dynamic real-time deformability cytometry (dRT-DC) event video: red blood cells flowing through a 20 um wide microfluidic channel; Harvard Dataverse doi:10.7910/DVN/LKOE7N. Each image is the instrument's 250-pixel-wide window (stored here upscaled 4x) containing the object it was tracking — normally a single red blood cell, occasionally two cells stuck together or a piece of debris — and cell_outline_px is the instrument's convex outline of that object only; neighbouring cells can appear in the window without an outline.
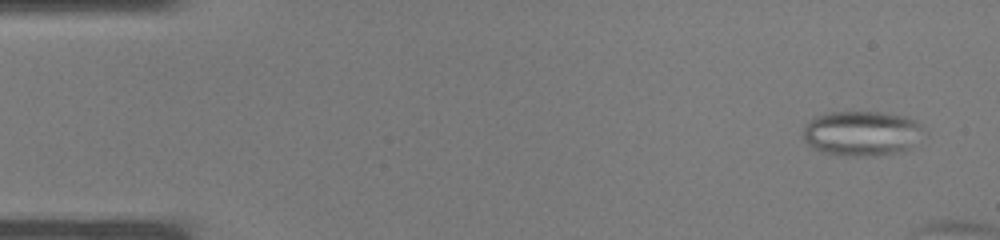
{"species": "common noctule bat (a hibernating species)", "species_latin": "Nyctalus noctula", "temperature_condition": "warm", "stored_images_in_passage": 11, "segment_of_instrument_passage": [1, 2], "camera_frame_rate_fps": 3000, "um_per_image_px": 0.085, "animal": {"sex": "male", "body_mass_g": 19.0, "forearm_length_mm": 50.8}, "frame": {"image": 1, "passage_image": 2, "time_ms": 0.333, "image_size_px": [1000, 240], "cell_outline_px": [[920, 128], [912, 148], [904, 152], [880, 156], [840, 156], [824, 152], [812, 148], [804, 140], [804, 124], [808, 120], [816, 116], [828, 112], [880, 112], [904, 116], [916, 120], [920, 124]], "centroid_in_image_um": [73.19, 11.35], "position_along_channel_um": 11.8, "area_um2": 31.73}}
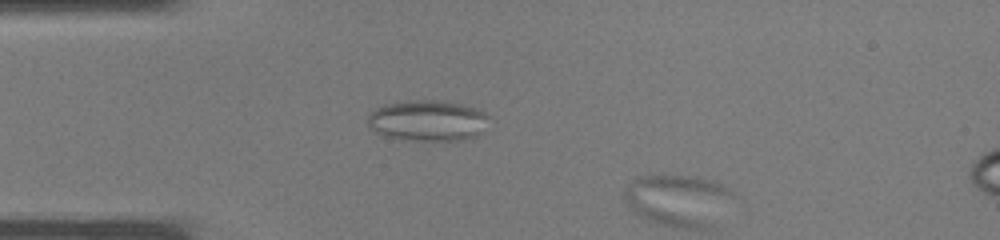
{"frame": {"image": 2, "passage_image": 10, "time_ms": 3.0, "image_size_px": [1000, 240], "cell_outline_px": [[488, 116], [480, 132], [476, 136], [464, 140], [404, 140], [384, 136], [376, 132], [368, 124], [368, 116], [376, 108], [384, 104], [408, 100], [440, 100], [460, 104], [476, 108], [484, 112]], "centroid_in_image_um": [36.31, 10.25], "position_along_channel_um": 48.7, "area_um2": 28.73}}